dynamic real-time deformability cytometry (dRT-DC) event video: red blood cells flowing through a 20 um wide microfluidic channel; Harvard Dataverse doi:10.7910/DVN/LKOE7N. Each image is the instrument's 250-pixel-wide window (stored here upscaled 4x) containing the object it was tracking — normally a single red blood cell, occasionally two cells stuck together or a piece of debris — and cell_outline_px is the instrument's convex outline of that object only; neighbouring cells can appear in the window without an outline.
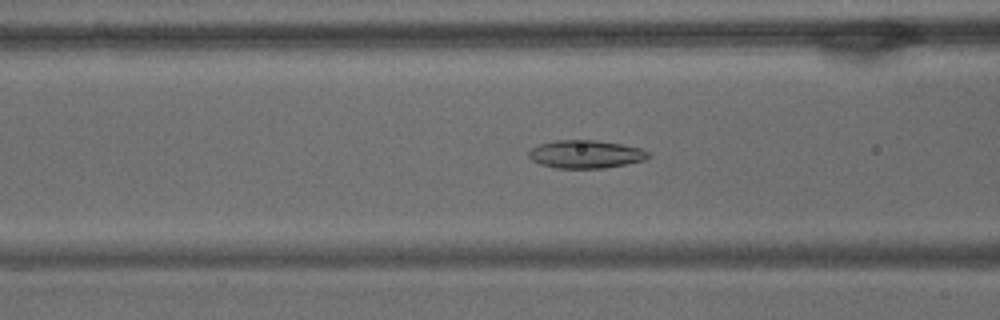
{"species": "common noctule bat (a hibernating species)", "species_latin": "Nyctalus noctula", "temperature_condition": "warm", "stored_images_in_passage": 57, "camera_frame_rate_fps": 3000, "um_per_image_px": 0.085, "animal": {"sex": "male", "body_mass_g": 15.6}, "frame": {"image": 1, "passage_image": 21, "time_ms": 6.667, "image_size_px": [1000, 320], "cell_outline_px": [[652, 156], [644, 160], [604, 168], [556, 168], [540, 164], [532, 160], [528, 156], [528, 152], [532, 148], [540, 144], [556, 140], [596, 140], [620, 144], [640, 148], [648, 152]], "centroid_in_image_um": [49.77, 13.11], "position_along_channel_um": 116.8, "area_um2": 19.42}}
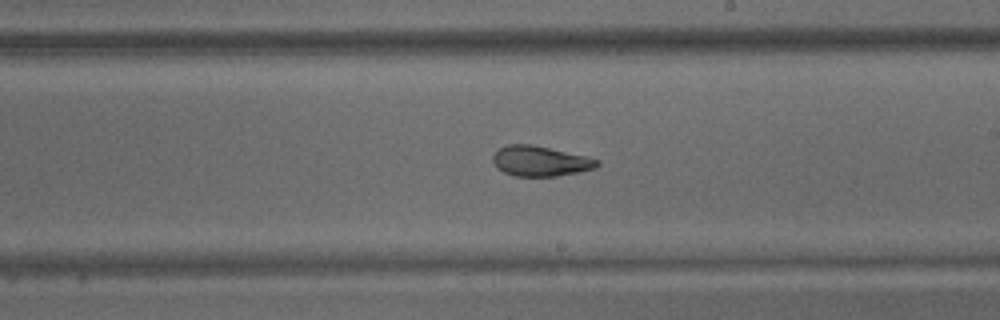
{"frame": {"image": 2, "passage_image": 32, "time_ms": 10.333, "image_size_px": [1000, 320], "cell_outline_px": [[600, 164], [596, 168], [556, 176], [516, 176], [504, 172], [496, 168], [492, 160], [492, 156], [500, 148], [508, 144], [532, 144], [588, 156], [600, 160]], "centroid_in_image_um": [45.93, 13.68], "position_along_channel_um": 243.1, "area_um2": 18.44}}
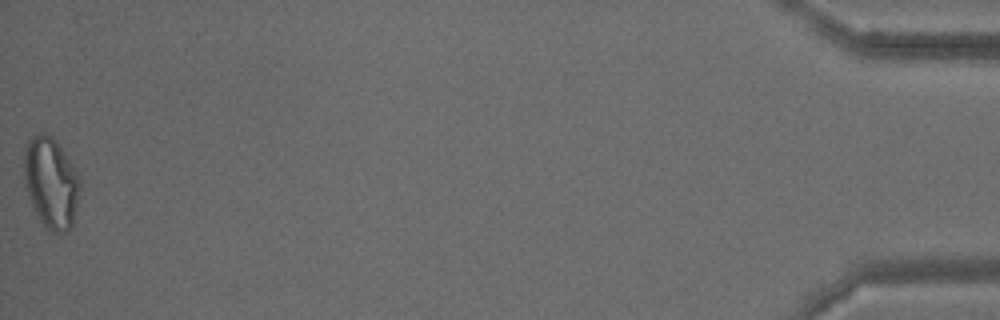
{"frame": {"image": 3, "passage_image": 57, "time_ms": 18.667, "image_size_px": [1000, 320], "cell_outline_px": [[80, 196], [72, 224], [64, 232], [48, 232], [44, 228], [28, 196], [24, 184], [24, 144], [28, 136], [40, 132], [44, 132], [52, 136], [64, 152], [72, 164], [80, 180]], "centroid_in_image_um": [4.31, 15.5], "position_along_channel_um": 430.9, "area_um2": 30.0}, "authors_computed_cell_mechanics": {"area_um2": 21.097, "velocity_mm_per_s": 3.4408, "shape_relaxation_time_tau1_ms": null, "shape_relaxation_time_tau2_ms": 2.4874, "deformation_change_tau1": null, "deformation_change_tau2": 0.0907}}